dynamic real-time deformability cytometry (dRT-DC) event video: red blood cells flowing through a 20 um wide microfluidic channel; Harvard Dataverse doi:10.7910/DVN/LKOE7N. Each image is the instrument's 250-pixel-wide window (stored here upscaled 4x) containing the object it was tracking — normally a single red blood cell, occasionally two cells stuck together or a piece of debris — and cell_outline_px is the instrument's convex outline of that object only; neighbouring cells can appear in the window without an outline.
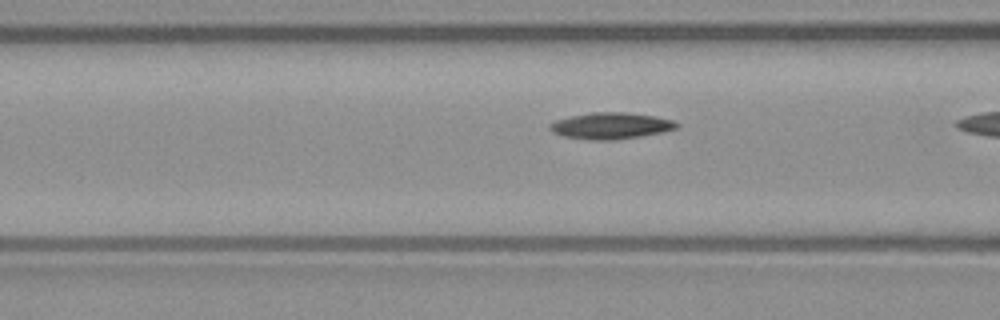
{"species": "common noctule bat (a hibernating species)", "species_latin": "Nyctalus noctula", "temperature_condition": "warm", "stored_images_in_passage": 19, "camera_frame_rate_fps": 3000, "um_per_image_px": 0.085, "animal": {"sex": "male", "body_mass_g": 23.1, "forearm_length_mm": 52.7}, "frame": {"image": 1, "passage_image": 18, "time_ms": 5.667, "image_size_px": [1000, 320], "cell_outline_px": [[680, 124], [676, 128], [664, 132], [640, 136], [612, 140], [588, 140], [564, 136], [552, 132], [548, 128], [548, 124], [556, 120], [568, 116], [592, 112], [628, 112], [656, 116], [672, 120]], "centroid_in_image_um": [51.9, 10.68], "position_along_channel_um": 114.7, "area_um2": 19.71}}